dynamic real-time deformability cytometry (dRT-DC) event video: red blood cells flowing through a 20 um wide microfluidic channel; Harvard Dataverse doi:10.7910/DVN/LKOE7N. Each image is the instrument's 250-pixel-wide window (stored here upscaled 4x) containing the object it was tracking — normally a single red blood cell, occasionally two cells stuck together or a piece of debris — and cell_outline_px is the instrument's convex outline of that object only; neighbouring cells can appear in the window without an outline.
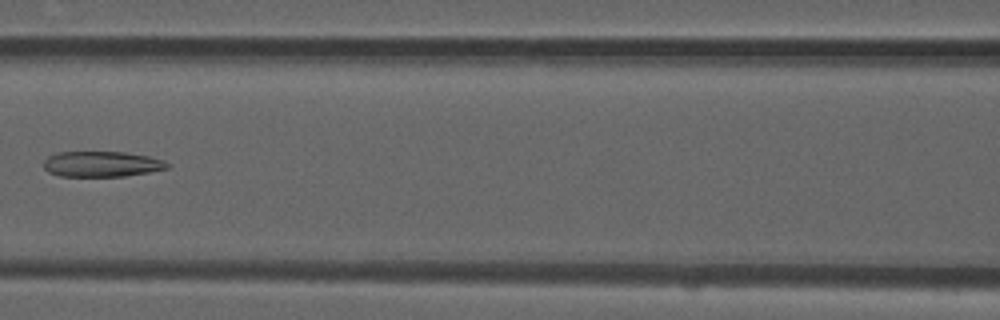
{"species": "common noctule bat (a hibernating species)", "species_latin": "Nyctalus noctula", "temperature_condition": "room temperature", "stored_images_in_passage": 7, "camera_frame_rate_fps": 3000, "um_per_image_px": 0.085, "animal": {"sex": "male", "forearm_length_mm": 52.5}, "frame": {"image": 1, "passage_image": 7, "time_ms": 2.0, "image_size_px": [1000, 320], "cell_outline_px": [[168, 168], [148, 172], [124, 176], [60, 176], [48, 172], [44, 168], [44, 160], [48, 156], [56, 152], [124, 152], [148, 156], [164, 160], [168, 164]], "centroid_in_image_um": [8.61, 13.94], "position_along_channel_um": 158.0, "area_um2": 18.32}}